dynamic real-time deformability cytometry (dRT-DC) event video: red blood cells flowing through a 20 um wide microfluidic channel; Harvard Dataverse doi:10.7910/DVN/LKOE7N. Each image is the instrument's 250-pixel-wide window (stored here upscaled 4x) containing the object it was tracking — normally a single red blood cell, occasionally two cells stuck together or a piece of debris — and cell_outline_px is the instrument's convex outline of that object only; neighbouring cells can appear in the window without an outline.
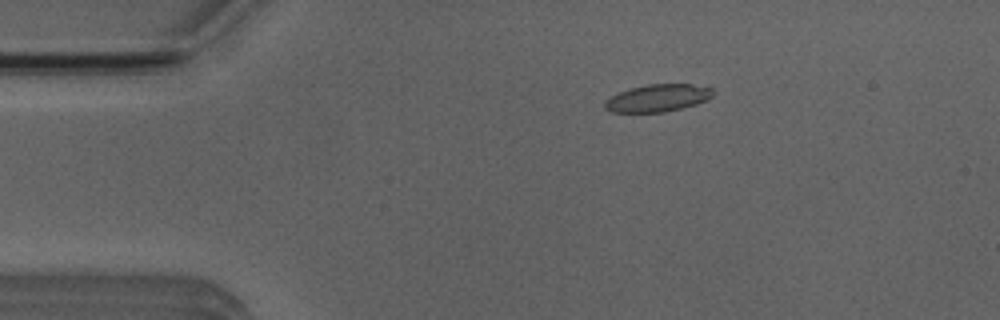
{"species": "Egyptian fruit bat (a non-hibernating species)", "species_latin": "Rousettus aegyptiacus", "temperature_condition": "room temperature", "stored_images_in_passage": 53, "camera_frame_rate_fps": 3000, "um_per_image_px": 0.085, "animal": {"sex": "male"}, "frame": {"image": 1, "passage_image": 10, "time_ms": 3.0, "image_size_px": [1000, 320], "cell_outline_px": [[712, 96], [696, 104], [664, 112], [612, 112], [604, 108], [604, 104], [612, 96], [628, 88], [648, 84], [688, 84], [712, 88]], "centroid_in_image_um": [55.88, 8.33], "position_along_channel_um": 29.1, "area_um2": 16.94}}
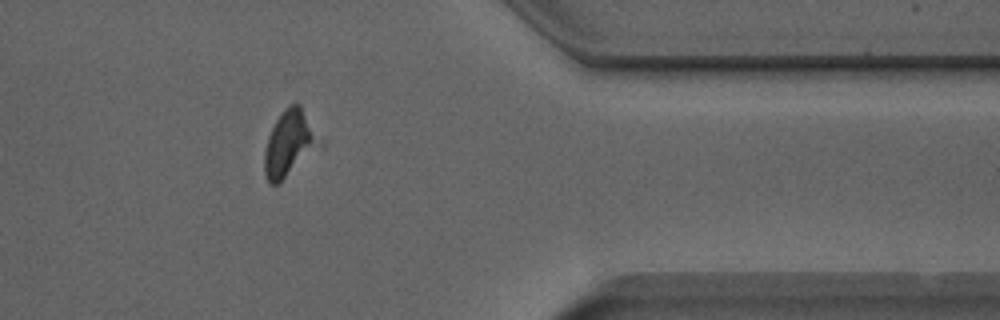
{"frame": {"image": 2, "passage_image": 43, "time_ms": 14.0, "image_size_px": [1000, 320], "cell_outline_px": [[316, 144], [276, 184], [268, 184], [264, 172], [264, 152], [268, 136], [276, 120], [284, 108], [292, 104], [300, 104]], "centroid_in_image_um": [24.39, 12.18], "position_along_channel_um": 387.0, "area_um2": 18.55}}
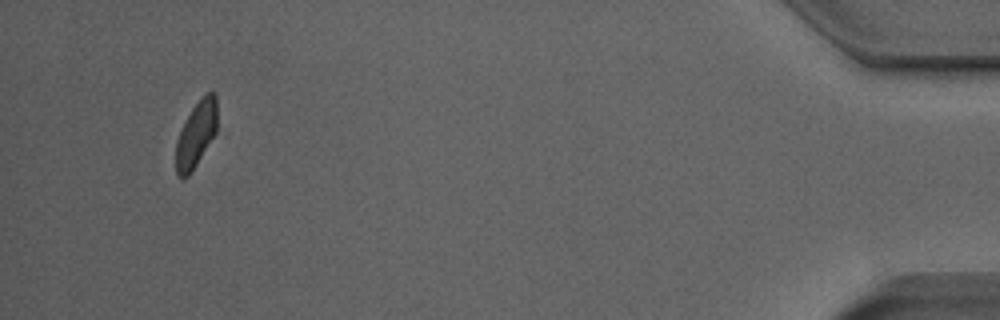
{"frame": {"image": 3, "passage_image": 50, "time_ms": 16.333, "image_size_px": [1000, 320], "cell_outline_px": [[216, 132], [196, 164], [188, 176], [176, 176], [176, 140], [192, 108], [208, 92], [216, 92]], "centroid_in_image_um": [16.66, 11.42], "position_along_channel_um": 418.5, "area_um2": 15.26}, "authors_computed_cell_mechanics": {"area_um2": 16.5308, "velocity_mm_per_s": 3.9082, "shape_relaxation_time_tau1_ms": 0.7942, "shape_relaxation_time_tau2_ms": null, "deformation_change_tau1": 0.3031, "deformation_change_tau2": null}}